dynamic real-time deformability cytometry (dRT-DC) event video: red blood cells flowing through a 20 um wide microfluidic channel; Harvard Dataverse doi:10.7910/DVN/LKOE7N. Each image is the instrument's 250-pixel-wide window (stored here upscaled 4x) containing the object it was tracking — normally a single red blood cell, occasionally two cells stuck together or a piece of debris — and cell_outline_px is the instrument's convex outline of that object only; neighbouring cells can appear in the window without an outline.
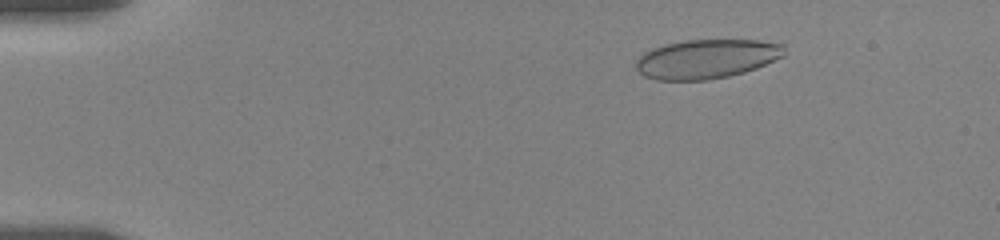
{"species": "human", "species_latin": "Homo sapiens", "temperature_condition": "room temperature", "stored_images_in_passage": 26, "camera_frame_rate_fps": 3000, "um_per_image_px": 0.085, "donor": {"sex": "female"}, "frame": {"image": 1, "passage_image": 6, "time_ms": 2.667, "image_size_px": [1000, 240], "cell_outline_px": [[784, 56], [756, 68], [744, 72], [728, 76], [708, 80], [656, 80], [644, 76], [636, 68], [636, 60], [644, 52], [652, 48], [684, 40], [760, 40], [784, 44]], "centroid_in_image_um": [60.06, 5.01], "position_along_channel_um": 24.9, "area_um2": 33.87}}
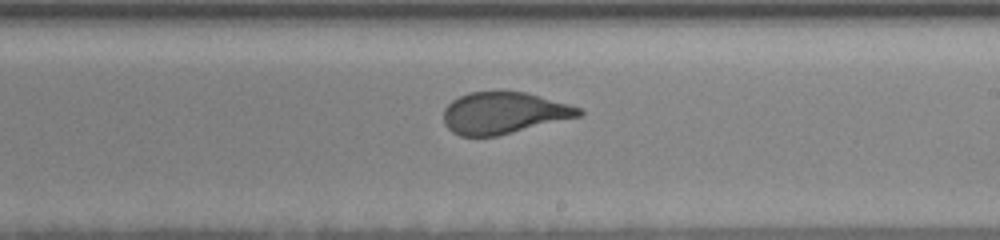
{"frame": {"image": 2, "passage_image": 18, "time_ms": 11.333, "image_size_px": [1000, 240], "cell_outline_px": [[584, 112], [580, 116], [496, 136], [460, 136], [452, 132], [444, 124], [444, 108], [452, 100], [468, 92], [524, 92], [568, 104], [580, 108]], "centroid_in_image_um": [42.78, 9.61], "position_along_channel_um": 246.2, "area_um2": 32.43}}
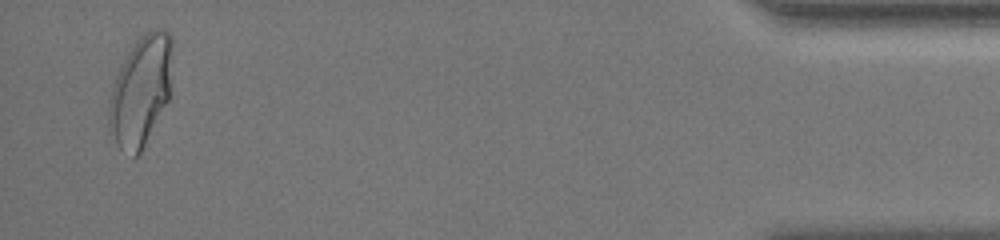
{"frame": {"image": 3, "passage_image": 26, "time_ms": 18.333, "image_size_px": [1000, 240], "cell_outline_px": [[172, 48], [168, 100], [140, 156], [132, 156], [120, 148], [116, 140], [108, 120], [108, 108], [112, 88], [116, 76], [128, 52], [140, 36], [152, 28], [160, 28], [168, 32], [172, 36]], "centroid_in_image_um": [11.98, 7.71], "position_along_channel_um": 423.2, "area_um2": 40.23}, "authors_computed_cell_mechanics": {"area_um2": 34.5355, "velocity_mm_per_s": 3.5249, "shape_relaxation_time_tau1_ms": 4.8187, "shape_relaxation_time_tau2_ms": null, "deformation_change_tau1": 0.1597, "deformation_change_tau2": null}}